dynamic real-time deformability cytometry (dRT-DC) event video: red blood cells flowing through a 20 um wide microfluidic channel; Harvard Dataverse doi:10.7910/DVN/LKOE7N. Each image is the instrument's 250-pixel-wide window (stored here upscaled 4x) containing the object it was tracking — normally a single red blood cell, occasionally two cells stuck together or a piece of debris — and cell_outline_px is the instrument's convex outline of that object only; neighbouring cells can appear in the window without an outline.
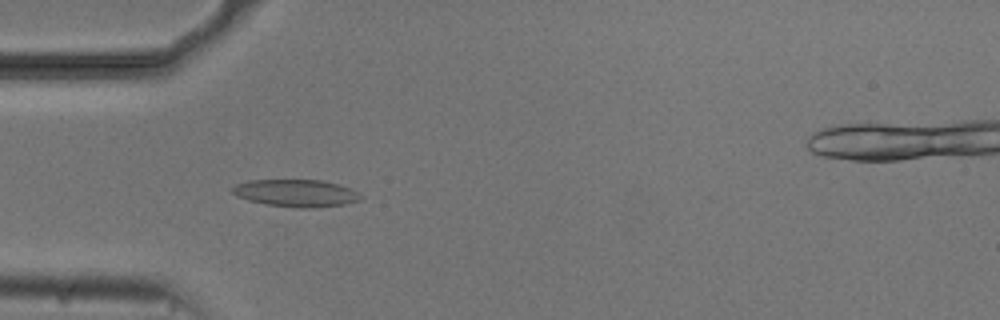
{"species": "common noctule bat (a hibernating species)", "species_latin": "Nyctalus noctula", "temperature_condition": "cold", "stored_images_in_passage": 54, "camera_frame_rate_fps": 3000, "um_per_image_px": 0.085, "animal": {"sex": "male", "body_mass_g": 20.5, "forearm_length_mm": 52.5}, "frame": {"image": 1, "passage_image": 16, "time_ms": 5.0, "image_size_px": [1000, 320], "cell_outline_px": [[364, 196], [360, 200], [344, 204], [312, 208], [296, 208], [264, 204], [248, 200], [236, 196], [228, 188], [236, 184], [248, 180], [324, 180], [352, 188]], "centroid_in_image_um": [25.15, 16.41], "position_along_channel_um": 59.8, "area_um2": 20.75}}
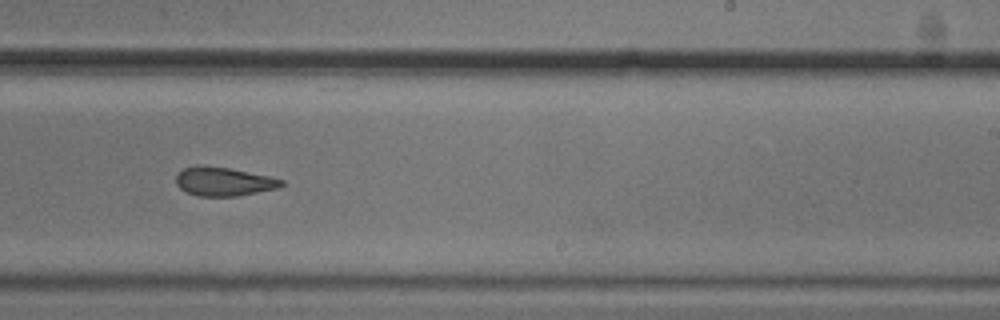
{"frame": {"image": 2, "passage_image": 33, "time_ms": 10.667, "image_size_px": [1000, 320], "cell_outline_px": [[284, 184], [280, 188], [236, 196], [200, 196], [188, 192], [180, 188], [176, 184], [176, 176], [184, 168], [196, 164], [228, 168], [268, 176], [284, 180]], "centroid_in_image_um": [19.02, 15.43], "position_along_channel_um": 270.0, "area_um2": 17.57}}
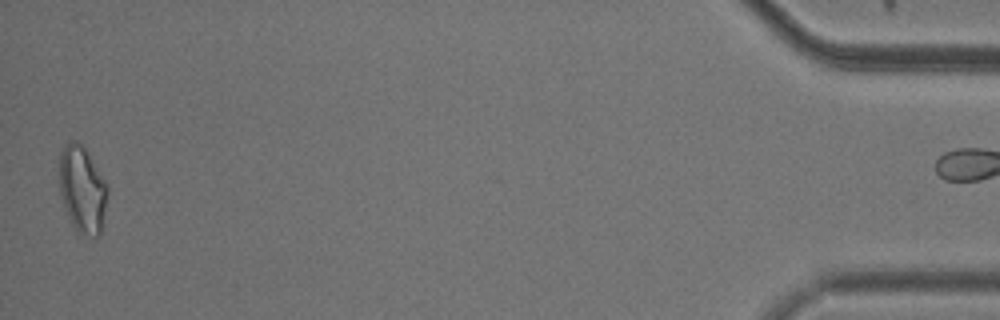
{"frame": {"image": 3, "passage_image": 53, "time_ms": 17.333, "image_size_px": [1000, 320], "cell_outline_px": [[108, 196], [100, 236], [88, 236], [76, 232], [72, 224], [60, 196], [60, 152], [64, 144], [68, 140], [76, 140], [84, 144], [108, 184]], "centroid_in_image_um": [7.02, 16.06], "position_along_channel_um": 428.2, "area_um2": 24.91}}